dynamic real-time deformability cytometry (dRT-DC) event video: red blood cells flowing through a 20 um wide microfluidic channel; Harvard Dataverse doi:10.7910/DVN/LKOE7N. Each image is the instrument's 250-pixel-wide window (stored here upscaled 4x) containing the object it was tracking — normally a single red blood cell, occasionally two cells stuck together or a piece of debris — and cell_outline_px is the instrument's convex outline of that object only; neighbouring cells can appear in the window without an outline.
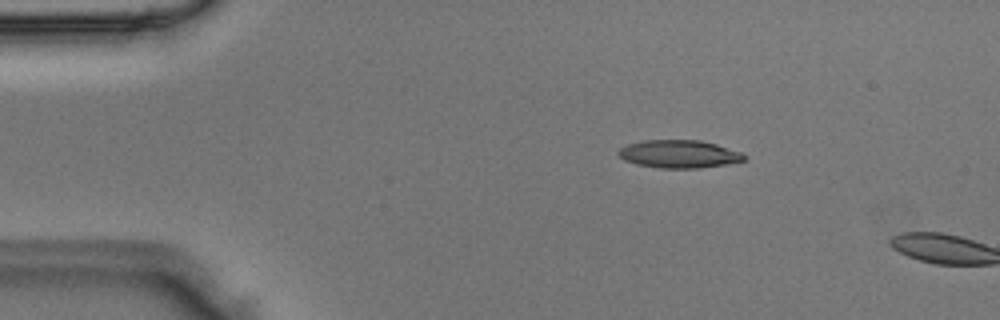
{"species": "Egyptian fruit bat (a non-hibernating species)", "species_latin": "Rousettus aegyptiacus", "temperature_condition": "room temperature", "stored_images_in_passage": 5, "camera_frame_rate_fps": 3000, "um_per_image_px": 0.085, "animal": {"sex": "male"}, "frame": {"image": 1, "passage_image": 3, "time_ms": 0.667, "image_size_px": [1000, 320], "cell_outline_px": [[748, 156], [744, 160], [728, 164], [700, 168], [660, 168], [636, 164], [624, 160], [616, 152], [620, 148], [628, 144], [640, 140], [700, 140], [716, 144], [740, 152]], "centroid_in_image_um": [57.71, 13.09], "position_along_channel_um": 27.3, "area_um2": 20.52}}